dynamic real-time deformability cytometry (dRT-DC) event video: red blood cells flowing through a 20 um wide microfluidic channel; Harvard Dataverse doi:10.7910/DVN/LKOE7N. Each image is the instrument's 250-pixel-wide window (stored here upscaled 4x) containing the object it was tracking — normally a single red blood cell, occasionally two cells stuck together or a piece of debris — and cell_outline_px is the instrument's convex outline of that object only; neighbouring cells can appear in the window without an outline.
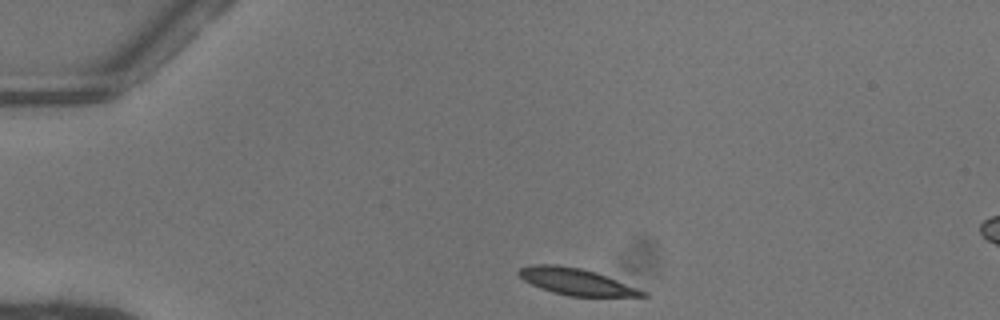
{"species": "common noctule bat (a hibernating species)", "species_latin": "Nyctalus noctula", "temperature_condition": "warm", "stored_images_in_passage": 41, "camera_frame_rate_fps": 3000, "um_per_image_px": 0.085, "animal": {"sex": "female"}, "frame": {"image": 1, "passage_image": 1, "time_ms": 0.0, "image_size_px": [1000, 320], "cell_outline_px": [[648, 296], [568, 296], [552, 292], [540, 288], [524, 280], [516, 272], [520, 268], [532, 264], [556, 264], [580, 268], [596, 272], [648, 292]], "centroid_in_image_um": [48.95, 23.93], "position_along_channel_um": 36.0, "area_um2": 19.07}}
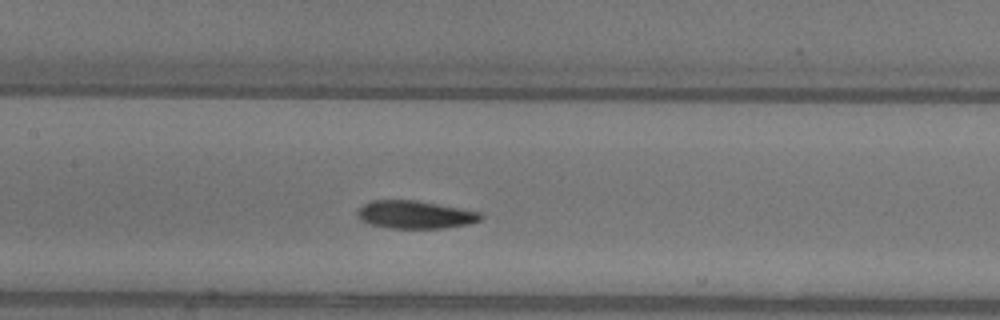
{"frame": {"image": 2, "passage_image": 15, "time_ms": 4.667, "image_size_px": [1000, 320], "cell_outline_px": [[484, 216], [480, 220], [468, 224], [444, 228], [388, 228], [368, 224], [360, 220], [356, 216], [356, 212], [364, 204], [372, 200], [416, 200], [480, 212]], "centroid_in_image_um": [35.24, 18.25], "position_along_channel_um": 172.2, "area_um2": 20.06}}
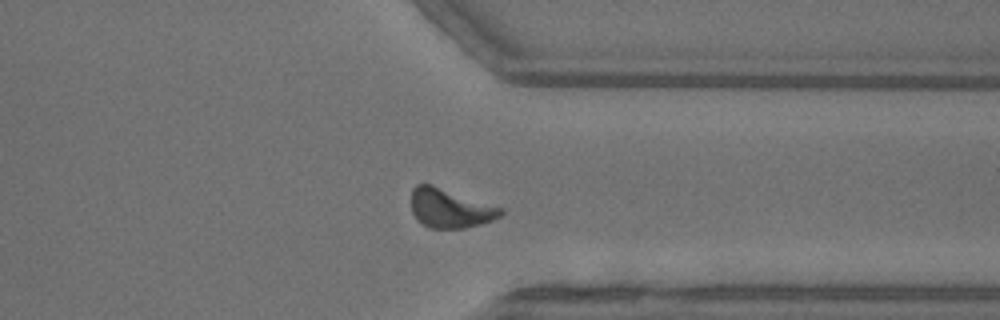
{"frame": {"image": 3, "passage_image": 30, "time_ms": 9.667, "image_size_px": [1000, 320], "cell_outline_px": [[504, 212], [500, 216], [492, 220], [480, 224], [464, 228], [428, 228], [412, 212], [412, 188], [416, 184], [432, 184], [504, 208]], "centroid_in_image_um": [38.28, 17.69], "position_along_channel_um": 373.1, "area_um2": 20.29}, "authors_computed_cell_mechanics": {"area_um2": 19.8832, "velocity_mm_per_s": 4.053, "shape_relaxation_time_tau1_ms": 3.1571, "shape_relaxation_time_tau2_ms": 3.9484, "deformation_change_tau1": 0.1449, "deformation_change_tau2": 0.1163}}